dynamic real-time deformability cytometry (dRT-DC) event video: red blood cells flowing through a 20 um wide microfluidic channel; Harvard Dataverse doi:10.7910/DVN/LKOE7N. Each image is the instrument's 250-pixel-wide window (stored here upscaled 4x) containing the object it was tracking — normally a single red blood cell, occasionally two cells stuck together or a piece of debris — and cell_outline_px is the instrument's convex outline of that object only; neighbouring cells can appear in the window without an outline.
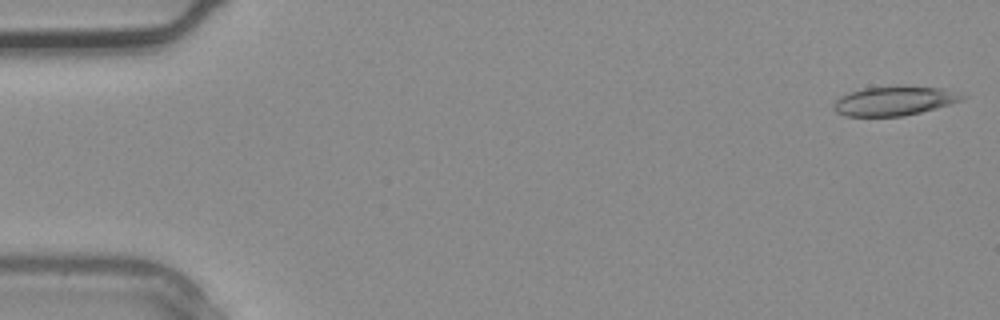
{"species": "common noctule bat (a hibernating species)", "species_latin": "Nyctalus noctula", "temperature_condition": "warm", "stored_images_in_passage": 3, "camera_frame_rate_fps": 3000, "um_per_image_px": 0.085, "animal": {"sex": "male", "body_mass_g": 20.4}, "frame": {"image": 1, "passage_image": 1, "time_ms": 0.0, "image_size_px": [1000, 320], "cell_outline_px": [[968, 96], [964, 100], [920, 112], [904, 116], [844, 116], [836, 112], [832, 108], [832, 104], [840, 96], [848, 92], [864, 88], [904, 84], [940, 88]], "centroid_in_image_um": [75.98, 8.55], "position_along_channel_um": 9.0, "area_um2": 22.31}}
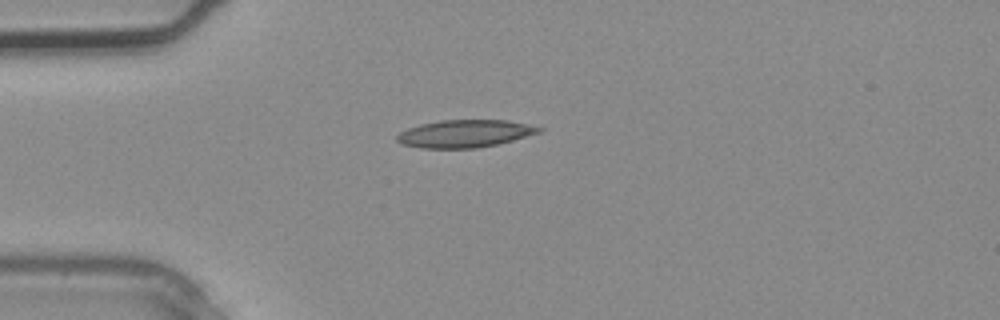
{"frame": {"image": 2, "passage_image": 3, "time_ms": 0.667, "image_size_px": [1000, 320], "cell_outline_px": [[544, 132], [496, 144], [476, 148], [420, 148], [400, 144], [396, 140], [396, 136], [400, 132], [408, 128], [420, 124], [440, 120], [508, 120], [528, 124], [544, 128]], "centroid_in_image_um": [39.52, 11.35], "position_along_channel_um": 45.5, "area_um2": 22.95}}